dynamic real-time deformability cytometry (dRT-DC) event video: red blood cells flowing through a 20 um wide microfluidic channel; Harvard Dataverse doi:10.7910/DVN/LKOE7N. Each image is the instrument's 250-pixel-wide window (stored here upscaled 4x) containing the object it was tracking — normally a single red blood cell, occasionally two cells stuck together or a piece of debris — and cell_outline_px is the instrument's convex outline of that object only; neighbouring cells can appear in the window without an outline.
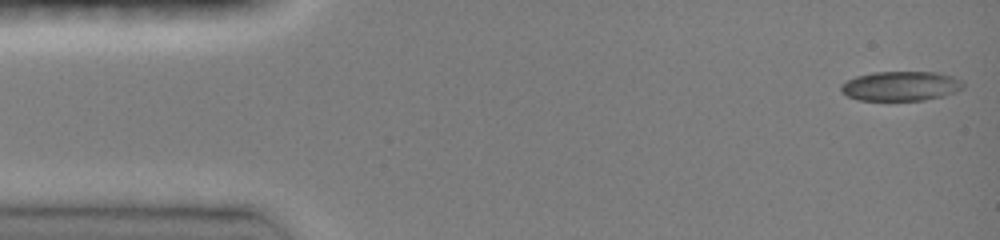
{"species": "common noctule bat (a hibernating species)", "species_latin": "Nyctalus noctula", "temperature_condition": "room temperature", "stored_images_in_passage": 46, "camera_frame_rate_fps": 3000, "um_per_image_px": 0.085, "animal": {"sex": "female", "body_mass_g": 19.0, "forearm_length_mm": 51.5}, "frame": {"image": 1, "passage_image": 1, "time_ms": 0.0, "image_size_px": [1000, 240], "cell_outline_px": [[964, 88], [956, 92], [944, 96], [924, 100], [860, 100], [848, 96], [840, 92], [840, 84], [856, 76], [872, 72], [936, 72], [952, 76], [964, 80]], "centroid_in_image_um": [76.59, 7.31], "position_along_channel_um": 8.4, "area_um2": 21.27}}
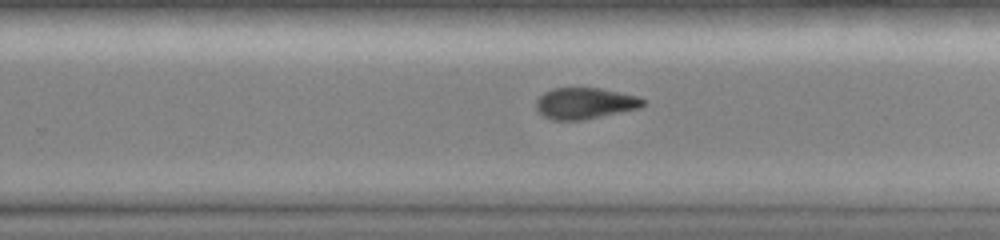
{"frame": {"image": 2, "passage_image": 29, "time_ms": 9.333, "image_size_px": [1000, 240], "cell_outline_px": [[648, 100], [640, 108], [584, 120], [552, 120], [544, 116], [536, 108], [536, 100], [544, 92], [552, 88], [600, 88], [640, 96]], "centroid_in_image_um": [49.75, 8.78], "position_along_channel_um": 280.0, "area_um2": 19.65}}
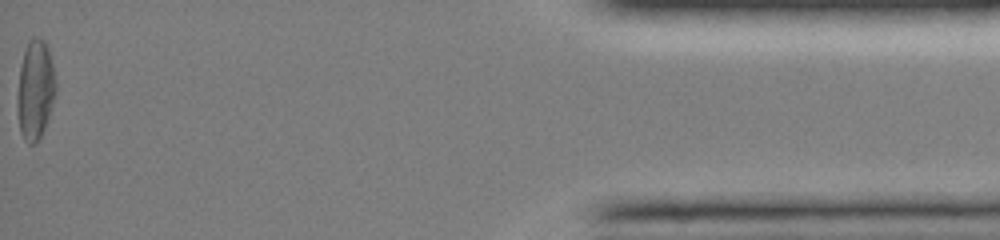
{"frame": {"image": 3, "passage_image": 46, "time_ms": 15.0, "image_size_px": [1000, 240], "cell_outline_px": [[56, 92], [44, 128], [40, 136], [32, 144], [28, 144], [24, 140], [20, 132], [16, 108], [16, 100], [20, 64], [28, 40], [32, 36], [40, 36], [48, 44], [56, 80]], "centroid_in_image_um": [2.98, 7.57], "position_along_channel_um": 432.2, "area_um2": 22.66}, "authors_computed_cell_mechanics": {"area_um2": 20.808, "velocity_mm_per_s": 4.123, "shape_relaxation_time_tau1_ms": null, "shape_relaxation_time_tau2_ms": 8.5473, "deformation_change_tau1": null, "deformation_change_tau2": 0.1268}}